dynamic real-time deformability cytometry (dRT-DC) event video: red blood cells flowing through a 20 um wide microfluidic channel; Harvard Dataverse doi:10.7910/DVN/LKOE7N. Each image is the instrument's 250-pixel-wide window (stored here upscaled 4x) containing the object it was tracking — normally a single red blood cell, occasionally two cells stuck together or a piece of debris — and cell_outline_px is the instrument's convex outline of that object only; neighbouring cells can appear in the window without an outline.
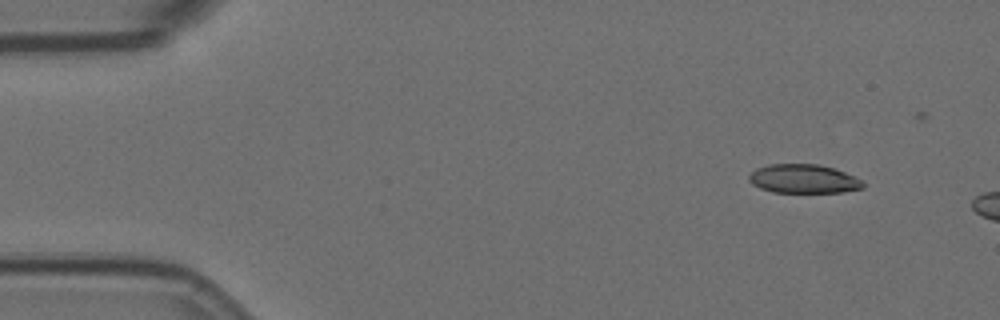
{"species": "Egyptian fruit bat (a non-hibernating species)", "species_latin": "Rousettus aegyptiacus", "temperature_condition": "room temperature", "stored_images_in_passage": 4, "camera_frame_rate_fps": 3000, "um_per_image_px": 0.085, "animal": {"sex": "female"}, "frame": {"image": 1, "passage_image": 1, "time_ms": 0.0, "image_size_px": [1000, 320], "cell_outline_px": [[864, 188], [844, 192], [772, 192], [760, 188], [752, 184], [748, 180], [748, 176], [756, 168], [768, 164], [820, 164], [844, 172], [860, 180], [864, 184]], "centroid_in_image_um": [68.26, 15.2], "position_along_channel_um": 16.7, "area_um2": 19.13}}
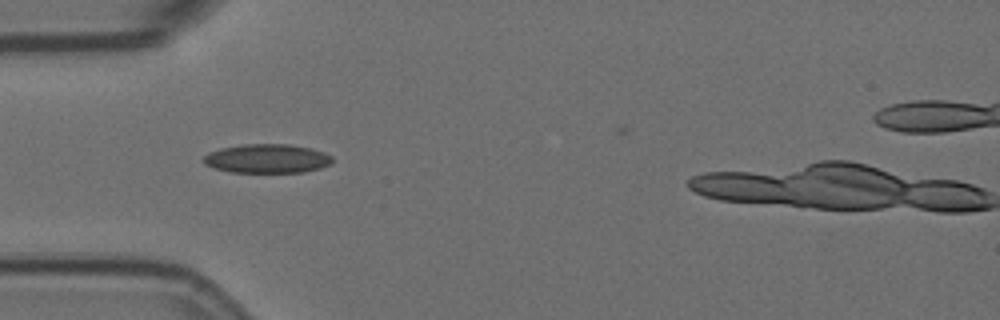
{"frame": {"image": 2, "passage_image": 4, "time_ms": 1.0, "image_size_px": [1000, 320], "cell_outline_px": [[332, 164], [320, 168], [304, 172], [228, 172], [212, 168], [204, 164], [200, 160], [208, 152], [220, 148], [244, 144], [288, 144], [312, 148], [324, 152], [332, 156]], "centroid_in_image_um": [22.67, 13.48], "position_along_channel_um": 62.3, "area_um2": 22.08}}